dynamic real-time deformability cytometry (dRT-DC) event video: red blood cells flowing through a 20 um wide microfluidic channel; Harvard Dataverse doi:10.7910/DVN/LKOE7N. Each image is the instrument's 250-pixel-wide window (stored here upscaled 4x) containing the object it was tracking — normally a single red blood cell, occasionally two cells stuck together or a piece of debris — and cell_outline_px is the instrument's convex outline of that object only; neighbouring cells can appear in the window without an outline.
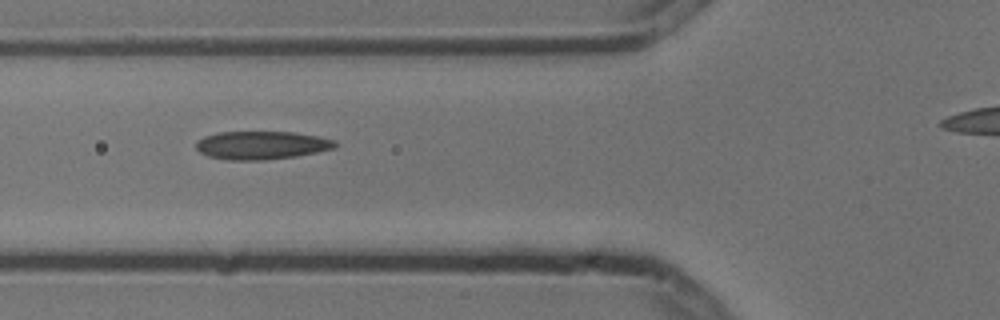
{"species": "common noctule bat (a hibernating species)", "species_latin": "Nyctalus noctula", "temperature_condition": "cold", "stored_images_in_passage": 3, "camera_frame_rate_fps": 3000, "um_per_image_px": 0.085, "animal": {"sex": "male", "body_mass_g": 13.3}, "frame": {"image": 1, "passage_image": 2, "time_ms": 0.333, "image_size_px": [1000, 320], "cell_outline_px": [[336, 148], [296, 156], [264, 160], [228, 160], [208, 156], [200, 152], [196, 148], [196, 140], [204, 136], [220, 132], [292, 132], [320, 136], [336, 140]], "centroid_in_image_um": [22.23, 12.34], "position_along_channel_um": 103.6, "area_um2": 22.95}}
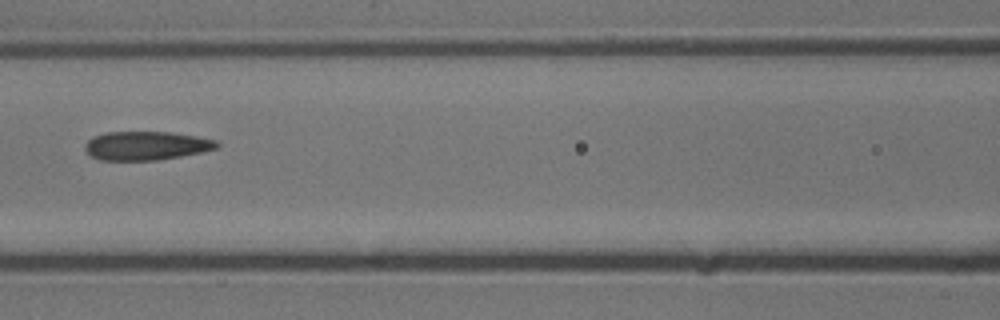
{"frame": {"image": 2, "passage_image": 3, "time_ms": 0.667, "image_size_px": [1000, 320], "cell_outline_px": [[220, 148], [180, 156], [156, 160], [100, 160], [92, 156], [84, 148], [84, 144], [92, 136], [104, 132], [172, 132], [196, 136], [216, 140], [220, 144]], "centroid_in_image_um": [12.43, 12.37], "position_along_channel_um": 154.2, "area_um2": 22.14}}